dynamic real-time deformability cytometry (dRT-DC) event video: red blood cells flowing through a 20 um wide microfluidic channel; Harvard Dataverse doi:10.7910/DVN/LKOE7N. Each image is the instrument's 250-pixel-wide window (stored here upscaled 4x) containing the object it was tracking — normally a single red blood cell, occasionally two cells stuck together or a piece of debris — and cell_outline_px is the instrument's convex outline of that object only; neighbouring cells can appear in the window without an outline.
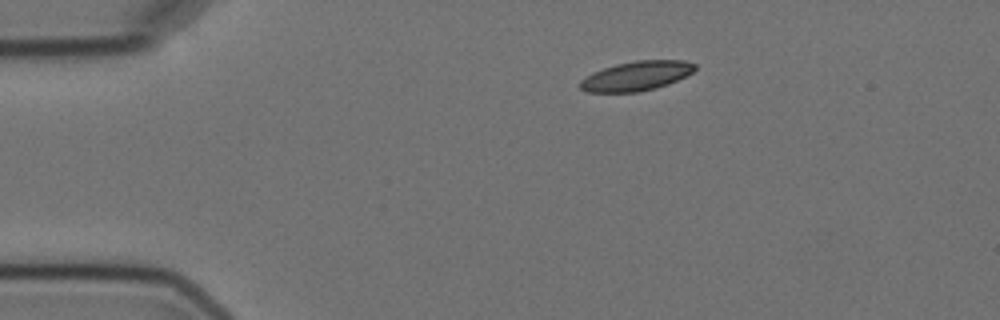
{"species": "Egyptian fruit bat (a non-hibernating species)", "species_latin": "Rousettus aegyptiacus", "temperature_condition": "cold", "stored_images_in_passage": 4, "camera_frame_rate_fps": 3000, "um_per_image_px": 0.085, "animal": {"sex": "female"}, "frame": {"image": 1, "passage_image": 1, "time_ms": 0.0, "image_size_px": [1000, 320], "cell_outline_px": [[696, 68], [692, 72], [668, 84], [656, 88], [640, 92], [588, 92], [580, 88], [580, 80], [592, 72], [616, 64], [636, 60], [684, 60], [696, 64]], "centroid_in_image_um": [54.09, 6.45], "position_along_channel_um": 30.9, "area_um2": 19.65}}
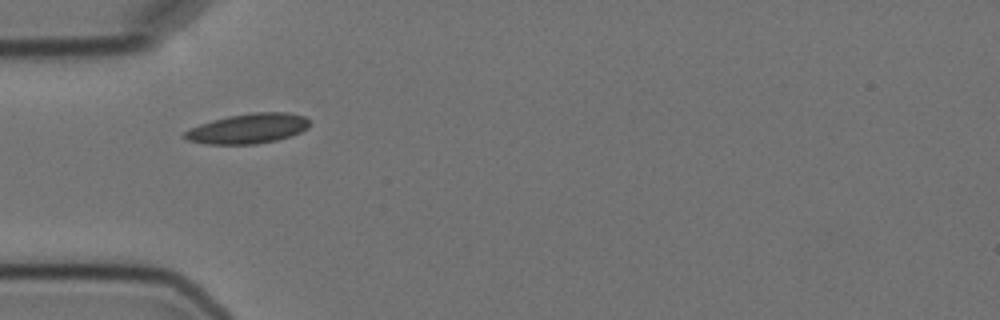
{"frame": {"image": 2, "passage_image": 3, "time_ms": 2.333, "image_size_px": [1000, 320], "cell_outline_px": [[312, 124], [308, 128], [300, 132], [276, 140], [256, 144], [208, 144], [188, 140], [180, 136], [184, 132], [200, 124], [212, 120], [228, 116], [252, 112], [288, 112], [304, 116], [312, 120]], "centroid_in_image_um": [21.12, 10.91], "position_along_channel_um": 63.9, "area_um2": 21.91}}
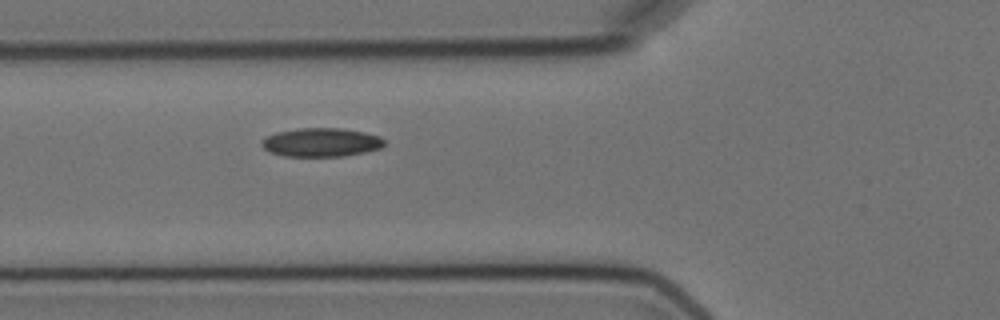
{"frame": {"image": 3, "passage_image": 4, "time_ms": 3.333, "image_size_px": [1000, 320], "cell_outline_px": [[384, 144], [380, 148], [364, 152], [344, 156], [284, 156], [268, 152], [260, 144], [260, 140], [276, 132], [296, 128], [340, 128], [364, 132], [380, 136], [384, 140]], "centroid_in_image_um": [27.26, 12.09], "position_along_channel_um": 98.5, "area_um2": 20.58}}